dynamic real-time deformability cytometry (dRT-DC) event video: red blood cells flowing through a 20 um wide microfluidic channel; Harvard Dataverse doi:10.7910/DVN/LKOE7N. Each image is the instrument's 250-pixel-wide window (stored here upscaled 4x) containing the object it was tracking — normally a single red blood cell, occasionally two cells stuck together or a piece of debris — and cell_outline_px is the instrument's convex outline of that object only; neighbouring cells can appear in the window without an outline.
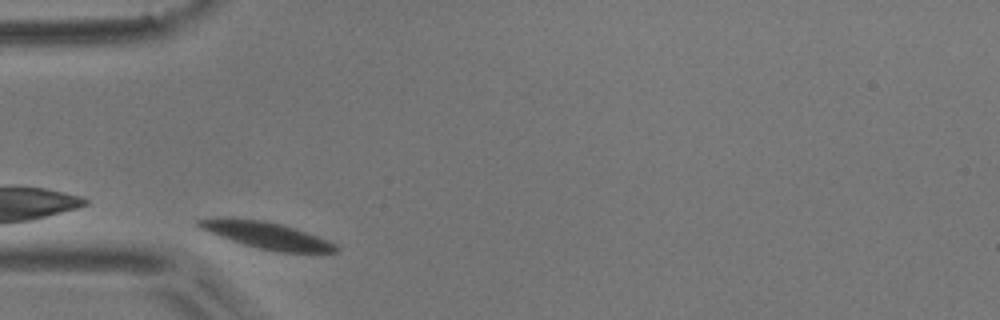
{"species": "common noctule bat (a hibernating species)", "species_latin": "Nyctalus noctula", "temperature_condition": "room temperature", "stored_images_in_passage": 4, "camera_frame_rate_fps": 3000, "um_per_image_px": 0.085, "animal": {"sex": "male", "body_mass_g": 17.9}, "frame": {"image": 1, "passage_image": 2, "time_ms": 0.333, "image_size_px": [1000, 320], "cell_outline_px": [[340, 248], [336, 252], [276, 252], [244, 244], [220, 236], [200, 228], [196, 224], [196, 220], [212, 216], [224, 216], [264, 220], [296, 228], [328, 240], [336, 244]], "centroid_in_image_um": [22.62, 19.96], "position_along_channel_um": 62.4, "area_um2": 21.56}}
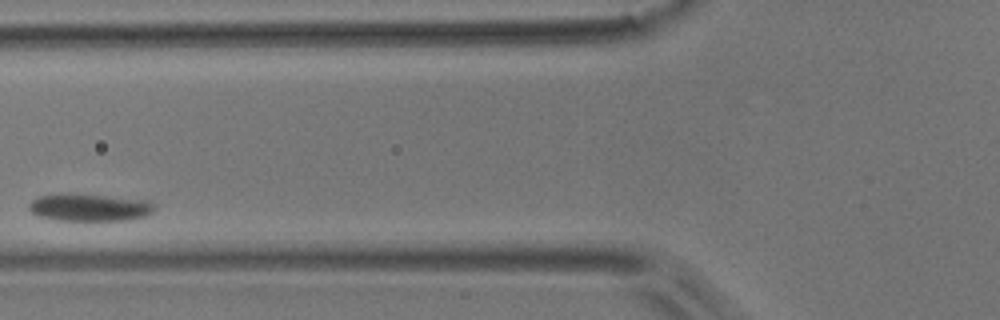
{"frame": {"image": 2, "passage_image": 4, "time_ms": 1.0, "image_size_px": [1000, 320], "cell_outline_px": [[156, 208], [152, 212], [144, 216], [128, 220], [60, 220], [36, 216], [28, 208], [28, 204], [36, 196], [60, 192], [72, 192], [144, 200], [156, 204]], "centroid_in_image_um": [7.54, 17.6], "position_along_channel_um": 118.3, "area_um2": 20.46}}